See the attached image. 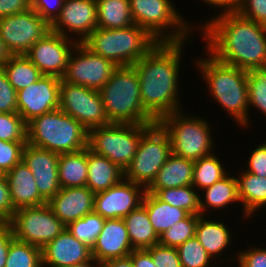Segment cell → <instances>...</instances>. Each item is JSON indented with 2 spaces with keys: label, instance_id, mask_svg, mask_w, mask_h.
Instances as JSON below:
<instances>
[{
  "label": "cell",
  "instance_id": "6",
  "mask_svg": "<svg viewBox=\"0 0 266 267\" xmlns=\"http://www.w3.org/2000/svg\"><path fill=\"white\" fill-rule=\"evenodd\" d=\"M27 143L58 154L74 153L88 147V131L59 108L27 123Z\"/></svg>",
  "mask_w": 266,
  "mask_h": 267
},
{
  "label": "cell",
  "instance_id": "1",
  "mask_svg": "<svg viewBox=\"0 0 266 267\" xmlns=\"http://www.w3.org/2000/svg\"><path fill=\"white\" fill-rule=\"evenodd\" d=\"M202 26L208 53L215 59L251 71L266 61V26L230 10L217 14Z\"/></svg>",
  "mask_w": 266,
  "mask_h": 267
},
{
  "label": "cell",
  "instance_id": "57",
  "mask_svg": "<svg viewBox=\"0 0 266 267\" xmlns=\"http://www.w3.org/2000/svg\"><path fill=\"white\" fill-rule=\"evenodd\" d=\"M206 4L213 5L214 7H220V0H204Z\"/></svg>",
  "mask_w": 266,
  "mask_h": 267
},
{
  "label": "cell",
  "instance_id": "20",
  "mask_svg": "<svg viewBox=\"0 0 266 267\" xmlns=\"http://www.w3.org/2000/svg\"><path fill=\"white\" fill-rule=\"evenodd\" d=\"M42 265L72 267L93 261L92 248L66 228L41 249Z\"/></svg>",
  "mask_w": 266,
  "mask_h": 267
},
{
  "label": "cell",
  "instance_id": "35",
  "mask_svg": "<svg viewBox=\"0 0 266 267\" xmlns=\"http://www.w3.org/2000/svg\"><path fill=\"white\" fill-rule=\"evenodd\" d=\"M155 195L163 202L186 210L189 214L201 215L200 197L192 185L160 189Z\"/></svg>",
  "mask_w": 266,
  "mask_h": 267
},
{
  "label": "cell",
  "instance_id": "27",
  "mask_svg": "<svg viewBox=\"0 0 266 267\" xmlns=\"http://www.w3.org/2000/svg\"><path fill=\"white\" fill-rule=\"evenodd\" d=\"M142 205L146 208L149 221L158 236L189 215L186 210L163 202L153 193H145Z\"/></svg>",
  "mask_w": 266,
  "mask_h": 267
},
{
  "label": "cell",
  "instance_id": "12",
  "mask_svg": "<svg viewBox=\"0 0 266 267\" xmlns=\"http://www.w3.org/2000/svg\"><path fill=\"white\" fill-rule=\"evenodd\" d=\"M87 131L109 123L99 91L64 81L60 83V107Z\"/></svg>",
  "mask_w": 266,
  "mask_h": 267
},
{
  "label": "cell",
  "instance_id": "4",
  "mask_svg": "<svg viewBox=\"0 0 266 267\" xmlns=\"http://www.w3.org/2000/svg\"><path fill=\"white\" fill-rule=\"evenodd\" d=\"M159 42L148 30L132 24L119 29L96 28L81 43L116 66H133Z\"/></svg>",
  "mask_w": 266,
  "mask_h": 267
},
{
  "label": "cell",
  "instance_id": "13",
  "mask_svg": "<svg viewBox=\"0 0 266 267\" xmlns=\"http://www.w3.org/2000/svg\"><path fill=\"white\" fill-rule=\"evenodd\" d=\"M51 31V25L32 8L0 18V36L12 55H25Z\"/></svg>",
  "mask_w": 266,
  "mask_h": 267
},
{
  "label": "cell",
  "instance_id": "42",
  "mask_svg": "<svg viewBox=\"0 0 266 267\" xmlns=\"http://www.w3.org/2000/svg\"><path fill=\"white\" fill-rule=\"evenodd\" d=\"M26 143L0 140V173L5 174L22 161L23 148Z\"/></svg>",
  "mask_w": 266,
  "mask_h": 267
},
{
  "label": "cell",
  "instance_id": "30",
  "mask_svg": "<svg viewBox=\"0 0 266 267\" xmlns=\"http://www.w3.org/2000/svg\"><path fill=\"white\" fill-rule=\"evenodd\" d=\"M204 215H199L195 237L199 240L207 253L213 256L219 254L231 243V233L221 222L205 220Z\"/></svg>",
  "mask_w": 266,
  "mask_h": 267
},
{
  "label": "cell",
  "instance_id": "32",
  "mask_svg": "<svg viewBox=\"0 0 266 267\" xmlns=\"http://www.w3.org/2000/svg\"><path fill=\"white\" fill-rule=\"evenodd\" d=\"M16 91L37 82L43 74L26 55H11L2 67Z\"/></svg>",
  "mask_w": 266,
  "mask_h": 267
},
{
  "label": "cell",
  "instance_id": "29",
  "mask_svg": "<svg viewBox=\"0 0 266 267\" xmlns=\"http://www.w3.org/2000/svg\"><path fill=\"white\" fill-rule=\"evenodd\" d=\"M239 176L240 178H237L238 198L244 207V215L247 218L266 204V177L246 171Z\"/></svg>",
  "mask_w": 266,
  "mask_h": 267
},
{
  "label": "cell",
  "instance_id": "56",
  "mask_svg": "<svg viewBox=\"0 0 266 267\" xmlns=\"http://www.w3.org/2000/svg\"><path fill=\"white\" fill-rule=\"evenodd\" d=\"M95 261H91L89 263H85V264H81V265H76V266H72V267H94L95 264H97L96 267H100V264L99 263H94Z\"/></svg>",
  "mask_w": 266,
  "mask_h": 267
},
{
  "label": "cell",
  "instance_id": "16",
  "mask_svg": "<svg viewBox=\"0 0 266 267\" xmlns=\"http://www.w3.org/2000/svg\"><path fill=\"white\" fill-rule=\"evenodd\" d=\"M61 78L43 75L37 82L17 91V113L28 123L33 118L59 109Z\"/></svg>",
  "mask_w": 266,
  "mask_h": 267
},
{
  "label": "cell",
  "instance_id": "51",
  "mask_svg": "<svg viewBox=\"0 0 266 267\" xmlns=\"http://www.w3.org/2000/svg\"><path fill=\"white\" fill-rule=\"evenodd\" d=\"M13 239L10 223H0V267H5L10 242Z\"/></svg>",
  "mask_w": 266,
  "mask_h": 267
},
{
  "label": "cell",
  "instance_id": "3",
  "mask_svg": "<svg viewBox=\"0 0 266 267\" xmlns=\"http://www.w3.org/2000/svg\"><path fill=\"white\" fill-rule=\"evenodd\" d=\"M99 94L109 123H157L141 102L139 76L133 66H118Z\"/></svg>",
  "mask_w": 266,
  "mask_h": 267
},
{
  "label": "cell",
  "instance_id": "31",
  "mask_svg": "<svg viewBox=\"0 0 266 267\" xmlns=\"http://www.w3.org/2000/svg\"><path fill=\"white\" fill-rule=\"evenodd\" d=\"M97 28L119 29L134 24L129 0H96Z\"/></svg>",
  "mask_w": 266,
  "mask_h": 267
},
{
  "label": "cell",
  "instance_id": "41",
  "mask_svg": "<svg viewBox=\"0 0 266 267\" xmlns=\"http://www.w3.org/2000/svg\"><path fill=\"white\" fill-rule=\"evenodd\" d=\"M247 85L249 107L252 104L266 115V70L256 69L248 71Z\"/></svg>",
  "mask_w": 266,
  "mask_h": 267
},
{
  "label": "cell",
  "instance_id": "50",
  "mask_svg": "<svg viewBox=\"0 0 266 267\" xmlns=\"http://www.w3.org/2000/svg\"><path fill=\"white\" fill-rule=\"evenodd\" d=\"M31 0H0V18L27 11Z\"/></svg>",
  "mask_w": 266,
  "mask_h": 267
},
{
  "label": "cell",
  "instance_id": "15",
  "mask_svg": "<svg viewBox=\"0 0 266 267\" xmlns=\"http://www.w3.org/2000/svg\"><path fill=\"white\" fill-rule=\"evenodd\" d=\"M77 43L78 41L72 42L68 37L50 31L36 41L25 55L43 75L62 78L71 52L75 51Z\"/></svg>",
  "mask_w": 266,
  "mask_h": 267
},
{
  "label": "cell",
  "instance_id": "23",
  "mask_svg": "<svg viewBox=\"0 0 266 267\" xmlns=\"http://www.w3.org/2000/svg\"><path fill=\"white\" fill-rule=\"evenodd\" d=\"M13 208L39 206L47 203L39 194L31 170L21 161L5 173Z\"/></svg>",
  "mask_w": 266,
  "mask_h": 267
},
{
  "label": "cell",
  "instance_id": "8",
  "mask_svg": "<svg viewBox=\"0 0 266 267\" xmlns=\"http://www.w3.org/2000/svg\"><path fill=\"white\" fill-rule=\"evenodd\" d=\"M151 125L110 123L92 128L88 131V148L124 171L136 154L141 135Z\"/></svg>",
  "mask_w": 266,
  "mask_h": 267
},
{
  "label": "cell",
  "instance_id": "18",
  "mask_svg": "<svg viewBox=\"0 0 266 267\" xmlns=\"http://www.w3.org/2000/svg\"><path fill=\"white\" fill-rule=\"evenodd\" d=\"M59 154L26 143L22 161L31 170L40 196L48 202L60 189L58 180Z\"/></svg>",
  "mask_w": 266,
  "mask_h": 267
},
{
  "label": "cell",
  "instance_id": "46",
  "mask_svg": "<svg viewBox=\"0 0 266 267\" xmlns=\"http://www.w3.org/2000/svg\"><path fill=\"white\" fill-rule=\"evenodd\" d=\"M64 3L65 0H31V8L51 25Z\"/></svg>",
  "mask_w": 266,
  "mask_h": 267
},
{
  "label": "cell",
  "instance_id": "24",
  "mask_svg": "<svg viewBox=\"0 0 266 267\" xmlns=\"http://www.w3.org/2000/svg\"><path fill=\"white\" fill-rule=\"evenodd\" d=\"M193 168L194 161L171 154L146 188V192L156 194L160 189L192 185Z\"/></svg>",
  "mask_w": 266,
  "mask_h": 267
},
{
  "label": "cell",
  "instance_id": "22",
  "mask_svg": "<svg viewBox=\"0 0 266 267\" xmlns=\"http://www.w3.org/2000/svg\"><path fill=\"white\" fill-rule=\"evenodd\" d=\"M94 196L87 186L61 188L48 202L52 212L66 225L94 212Z\"/></svg>",
  "mask_w": 266,
  "mask_h": 267
},
{
  "label": "cell",
  "instance_id": "43",
  "mask_svg": "<svg viewBox=\"0 0 266 267\" xmlns=\"http://www.w3.org/2000/svg\"><path fill=\"white\" fill-rule=\"evenodd\" d=\"M0 113H17V91L0 68Z\"/></svg>",
  "mask_w": 266,
  "mask_h": 267
},
{
  "label": "cell",
  "instance_id": "38",
  "mask_svg": "<svg viewBox=\"0 0 266 267\" xmlns=\"http://www.w3.org/2000/svg\"><path fill=\"white\" fill-rule=\"evenodd\" d=\"M198 218L199 215L189 214L185 219L176 222L159 236V244L177 248L186 240L194 237Z\"/></svg>",
  "mask_w": 266,
  "mask_h": 267
},
{
  "label": "cell",
  "instance_id": "37",
  "mask_svg": "<svg viewBox=\"0 0 266 267\" xmlns=\"http://www.w3.org/2000/svg\"><path fill=\"white\" fill-rule=\"evenodd\" d=\"M104 222L105 219L101 215L92 212L70 223L66 228L79 241L86 243L92 248L103 229Z\"/></svg>",
  "mask_w": 266,
  "mask_h": 267
},
{
  "label": "cell",
  "instance_id": "45",
  "mask_svg": "<svg viewBox=\"0 0 266 267\" xmlns=\"http://www.w3.org/2000/svg\"><path fill=\"white\" fill-rule=\"evenodd\" d=\"M235 11L244 18L266 26V0H243Z\"/></svg>",
  "mask_w": 266,
  "mask_h": 267
},
{
  "label": "cell",
  "instance_id": "52",
  "mask_svg": "<svg viewBox=\"0 0 266 267\" xmlns=\"http://www.w3.org/2000/svg\"><path fill=\"white\" fill-rule=\"evenodd\" d=\"M129 256L134 267H157L147 249H135Z\"/></svg>",
  "mask_w": 266,
  "mask_h": 267
},
{
  "label": "cell",
  "instance_id": "33",
  "mask_svg": "<svg viewBox=\"0 0 266 267\" xmlns=\"http://www.w3.org/2000/svg\"><path fill=\"white\" fill-rule=\"evenodd\" d=\"M204 202L200 198L201 215H204L206 209L225 208L232 202H238V187L237 178L225 176L221 180L214 183L212 186L205 188ZM204 211V212H203Z\"/></svg>",
  "mask_w": 266,
  "mask_h": 267
},
{
  "label": "cell",
  "instance_id": "2",
  "mask_svg": "<svg viewBox=\"0 0 266 267\" xmlns=\"http://www.w3.org/2000/svg\"><path fill=\"white\" fill-rule=\"evenodd\" d=\"M183 43L159 42L133 65L139 76L141 102L157 121L181 110L177 84Z\"/></svg>",
  "mask_w": 266,
  "mask_h": 267
},
{
  "label": "cell",
  "instance_id": "53",
  "mask_svg": "<svg viewBox=\"0 0 266 267\" xmlns=\"http://www.w3.org/2000/svg\"><path fill=\"white\" fill-rule=\"evenodd\" d=\"M100 267H134L130 256L124 258H117L108 260L102 264Z\"/></svg>",
  "mask_w": 266,
  "mask_h": 267
},
{
  "label": "cell",
  "instance_id": "26",
  "mask_svg": "<svg viewBox=\"0 0 266 267\" xmlns=\"http://www.w3.org/2000/svg\"><path fill=\"white\" fill-rule=\"evenodd\" d=\"M87 176V148L74 153L59 154L58 180L61 188L86 186Z\"/></svg>",
  "mask_w": 266,
  "mask_h": 267
},
{
  "label": "cell",
  "instance_id": "48",
  "mask_svg": "<svg viewBox=\"0 0 266 267\" xmlns=\"http://www.w3.org/2000/svg\"><path fill=\"white\" fill-rule=\"evenodd\" d=\"M239 253V267H266V249L257 247Z\"/></svg>",
  "mask_w": 266,
  "mask_h": 267
},
{
  "label": "cell",
  "instance_id": "40",
  "mask_svg": "<svg viewBox=\"0 0 266 267\" xmlns=\"http://www.w3.org/2000/svg\"><path fill=\"white\" fill-rule=\"evenodd\" d=\"M0 140L27 142V123L18 113H0Z\"/></svg>",
  "mask_w": 266,
  "mask_h": 267
},
{
  "label": "cell",
  "instance_id": "21",
  "mask_svg": "<svg viewBox=\"0 0 266 267\" xmlns=\"http://www.w3.org/2000/svg\"><path fill=\"white\" fill-rule=\"evenodd\" d=\"M133 250L123 219H105L103 229L92 246L93 260L102 264L127 257Z\"/></svg>",
  "mask_w": 266,
  "mask_h": 267
},
{
  "label": "cell",
  "instance_id": "49",
  "mask_svg": "<svg viewBox=\"0 0 266 267\" xmlns=\"http://www.w3.org/2000/svg\"><path fill=\"white\" fill-rule=\"evenodd\" d=\"M248 161L249 168L245 170L246 172L266 177V143L252 150Z\"/></svg>",
  "mask_w": 266,
  "mask_h": 267
},
{
  "label": "cell",
  "instance_id": "54",
  "mask_svg": "<svg viewBox=\"0 0 266 267\" xmlns=\"http://www.w3.org/2000/svg\"><path fill=\"white\" fill-rule=\"evenodd\" d=\"M11 53L3 43V40L0 36V68L4 66V64L7 62V60L11 57Z\"/></svg>",
  "mask_w": 266,
  "mask_h": 267
},
{
  "label": "cell",
  "instance_id": "47",
  "mask_svg": "<svg viewBox=\"0 0 266 267\" xmlns=\"http://www.w3.org/2000/svg\"><path fill=\"white\" fill-rule=\"evenodd\" d=\"M14 211L5 174L0 173V223H9Z\"/></svg>",
  "mask_w": 266,
  "mask_h": 267
},
{
  "label": "cell",
  "instance_id": "5",
  "mask_svg": "<svg viewBox=\"0 0 266 267\" xmlns=\"http://www.w3.org/2000/svg\"><path fill=\"white\" fill-rule=\"evenodd\" d=\"M199 59L201 73L206 78L214 99L240 124H248V71L218 61L212 55Z\"/></svg>",
  "mask_w": 266,
  "mask_h": 267
},
{
  "label": "cell",
  "instance_id": "14",
  "mask_svg": "<svg viewBox=\"0 0 266 267\" xmlns=\"http://www.w3.org/2000/svg\"><path fill=\"white\" fill-rule=\"evenodd\" d=\"M75 50V52H71L62 79L72 84L99 91L111 78L113 71L118 66L109 59L91 52L81 42L77 43ZM73 53H76V57Z\"/></svg>",
  "mask_w": 266,
  "mask_h": 267
},
{
  "label": "cell",
  "instance_id": "9",
  "mask_svg": "<svg viewBox=\"0 0 266 267\" xmlns=\"http://www.w3.org/2000/svg\"><path fill=\"white\" fill-rule=\"evenodd\" d=\"M129 4L134 24L148 30L160 42H184L190 35L189 25L170 0H129ZM166 28L173 32L165 35Z\"/></svg>",
  "mask_w": 266,
  "mask_h": 267
},
{
  "label": "cell",
  "instance_id": "17",
  "mask_svg": "<svg viewBox=\"0 0 266 267\" xmlns=\"http://www.w3.org/2000/svg\"><path fill=\"white\" fill-rule=\"evenodd\" d=\"M145 193V187L123 178L113 187L95 194L94 212L104 219H123L142 204Z\"/></svg>",
  "mask_w": 266,
  "mask_h": 267
},
{
  "label": "cell",
  "instance_id": "55",
  "mask_svg": "<svg viewBox=\"0 0 266 267\" xmlns=\"http://www.w3.org/2000/svg\"><path fill=\"white\" fill-rule=\"evenodd\" d=\"M243 0H220V8H223L224 12L235 10Z\"/></svg>",
  "mask_w": 266,
  "mask_h": 267
},
{
  "label": "cell",
  "instance_id": "58",
  "mask_svg": "<svg viewBox=\"0 0 266 267\" xmlns=\"http://www.w3.org/2000/svg\"><path fill=\"white\" fill-rule=\"evenodd\" d=\"M262 69L266 70V61H265V64H264Z\"/></svg>",
  "mask_w": 266,
  "mask_h": 267
},
{
  "label": "cell",
  "instance_id": "39",
  "mask_svg": "<svg viewBox=\"0 0 266 267\" xmlns=\"http://www.w3.org/2000/svg\"><path fill=\"white\" fill-rule=\"evenodd\" d=\"M182 267H209L211 256L194 236L177 247Z\"/></svg>",
  "mask_w": 266,
  "mask_h": 267
},
{
  "label": "cell",
  "instance_id": "44",
  "mask_svg": "<svg viewBox=\"0 0 266 267\" xmlns=\"http://www.w3.org/2000/svg\"><path fill=\"white\" fill-rule=\"evenodd\" d=\"M147 250L157 267H182L175 247H167L158 243Z\"/></svg>",
  "mask_w": 266,
  "mask_h": 267
},
{
  "label": "cell",
  "instance_id": "10",
  "mask_svg": "<svg viewBox=\"0 0 266 267\" xmlns=\"http://www.w3.org/2000/svg\"><path fill=\"white\" fill-rule=\"evenodd\" d=\"M170 155L168 134L158 123L153 124L141 135L136 154L124 170V178L147 188Z\"/></svg>",
  "mask_w": 266,
  "mask_h": 267
},
{
  "label": "cell",
  "instance_id": "28",
  "mask_svg": "<svg viewBox=\"0 0 266 267\" xmlns=\"http://www.w3.org/2000/svg\"><path fill=\"white\" fill-rule=\"evenodd\" d=\"M133 249H147L159 243V236L141 204L123 218Z\"/></svg>",
  "mask_w": 266,
  "mask_h": 267
},
{
  "label": "cell",
  "instance_id": "11",
  "mask_svg": "<svg viewBox=\"0 0 266 267\" xmlns=\"http://www.w3.org/2000/svg\"><path fill=\"white\" fill-rule=\"evenodd\" d=\"M9 223L15 239L41 249L67 227L47 203L16 209Z\"/></svg>",
  "mask_w": 266,
  "mask_h": 267
},
{
  "label": "cell",
  "instance_id": "34",
  "mask_svg": "<svg viewBox=\"0 0 266 267\" xmlns=\"http://www.w3.org/2000/svg\"><path fill=\"white\" fill-rule=\"evenodd\" d=\"M212 153L194 161L192 186L204 190L226 176V169Z\"/></svg>",
  "mask_w": 266,
  "mask_h": 267
},
{
  "label": "cell",
  "instance_id": "36",
  "mask_svg": "<svg viewBox=\"0 0 266 267\" xmlns=\"http://www.w3.org/2000/svg\"><path fill=\"white\" fill-rule=\"evenodd\" d=\"M5 267H44L41 248L14 238L10 242Z\"/></svg>",
  "mask_w": 266,
  "mask_h": 267
},
{
  "label": "cell",
  "instance_id": "19",
  "mask_svg": "<svg viewBox=\"0 0 266 267\" xmlns=\"http://www.w3.org/2000/svg\"><path fill=\"white\" fill-rule=\"evenodd\" d=\"M65 28L68 33L81 35L78 42L86 39L97 28L96 0H65L59 16L51 24V31L68 37Z\"/></svg>",
  "mask_w": 266,
  "mask_h": 267
},
{
  "label": "cell",
  "instance_id": "25",
  "mask_svg": "<svg viewBox=\"0 0 266 267\" xmlns=\"http://www.w3.org/2000/svg\"><path fill=\"white\" fill-rule=\"evenodd\" d=\"M88 176L86 186L95 194L105 191L124 178V171L105 156L87 147Z\"/></svg>",
  "mask_w": 266,
  "mask_h": 267
},
{
  "label": "cell",
  "instance_id": "7",
  "mask_svg": "<svg viewBox=\"0 0 266 267\" xmlns=\"http://www.w3.org/2000/svg\"><path fill=\"white\" fill-rule=\"evenodd\" d=\"M181 112L167 114L157 121L170 138L171 154L192 161L211 155L213 142L209 123Z\"/></svg>",
  "mask_w": 266,
  "mask_h": 267
}]
</instances>
